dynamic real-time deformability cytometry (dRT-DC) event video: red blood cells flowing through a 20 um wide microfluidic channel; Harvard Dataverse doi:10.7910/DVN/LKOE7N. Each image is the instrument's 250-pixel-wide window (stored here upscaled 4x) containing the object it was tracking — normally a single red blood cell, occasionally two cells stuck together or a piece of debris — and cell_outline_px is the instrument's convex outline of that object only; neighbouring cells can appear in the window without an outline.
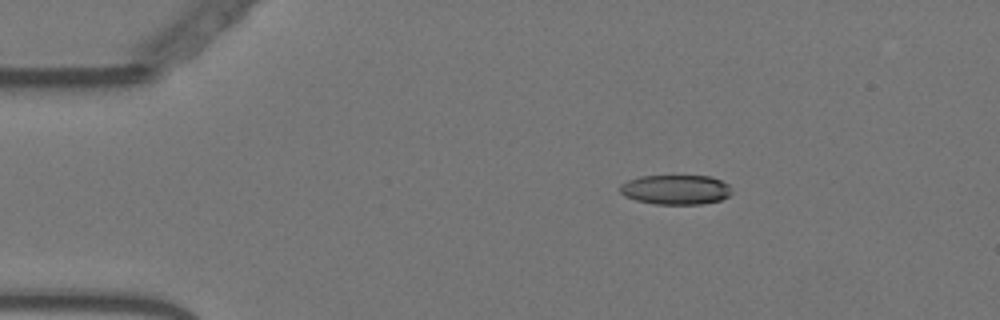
{"species": "Egyptian fruit bat (a non-hibernating species)", "species_latin": "Rousettus aegyptiacus", "temperature_condition": "warm", "stored_images_in_passage": 57, "camera_frame_rate_fps": 3000, "um_per_image_px": 0.085, "animal": {"sex": "female"}, "frame": {"image": 1, "passage_image": 10, "time_ms": 3.0, "image_size_px": [1000, 320], "cell_outline_px": [[732, 192], [728, 196], [720, 200], [700, 204], [656, 204], [636, 200], [624, 196], [620, 192], [620, 184], [628, 180], [640, 176], [712, 176], [728, 184]], "centroid_in_image_um": [57.42, 16.11], "position_along_channel_um": 27.6, "area_um2": 19.31}}
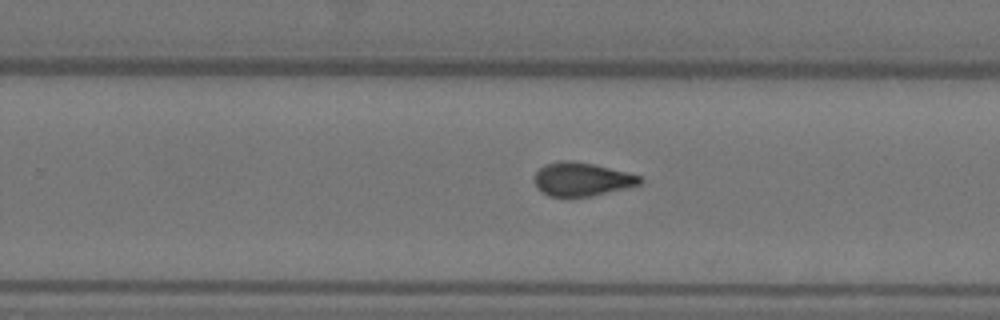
{"frame": {"image": 2, "passage_image": 36, "time_ms": 11.667, "image_size_px": [1000, 320], "cell_outline_px": [[644, 180], [640, 184], [592, 196], [548, 196], [536, 188], [532, 176], [544, 164], [560, 160], [572, 160], [592, 164], [628, 172], [640, 176]], "centroid_in_image_um": [49.4, 15.22], "position_along_channel_um": 280.4, "area_um2": 20.69}}
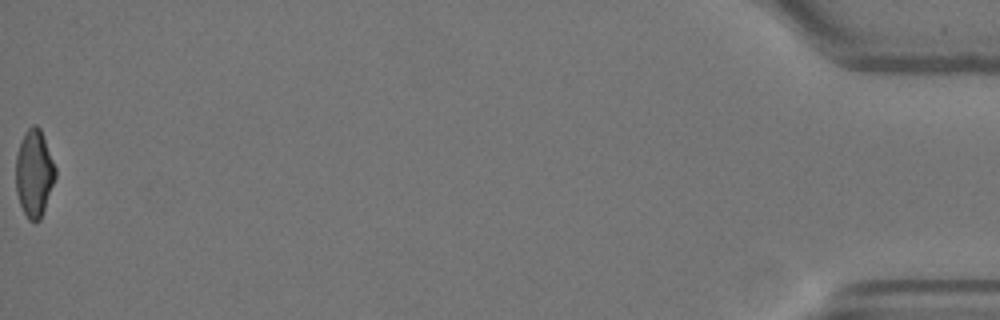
{"frame": {"image": 3, "passage_image": 57, "time_ms": 18.667, "image_size_px": [1000, 320], "cell_outline_px": [[56, 176], [40, 220], [36, 224], [28, 220], [20, 204], [16, 192], [16, 156], [20, 140], [24, 132], [32, 124], [36, 124], [40, 128], [56, 168]], "centroid_in_image_um": [2.89, 14.73], "position_along_channel_um": 432.3, "area_um2": 20.17}, "authors_computed_cell_mechanics": {"area_um2": 20.8658, "velocity_mm_per_s": 3.6068, "shape_relaxation_time_tau1_ms": null, "shape_relaxation_time_tau2_ms": 2.3972, "deformation_change_tau1": null, "deformation_change_tau2": 0.0952}}